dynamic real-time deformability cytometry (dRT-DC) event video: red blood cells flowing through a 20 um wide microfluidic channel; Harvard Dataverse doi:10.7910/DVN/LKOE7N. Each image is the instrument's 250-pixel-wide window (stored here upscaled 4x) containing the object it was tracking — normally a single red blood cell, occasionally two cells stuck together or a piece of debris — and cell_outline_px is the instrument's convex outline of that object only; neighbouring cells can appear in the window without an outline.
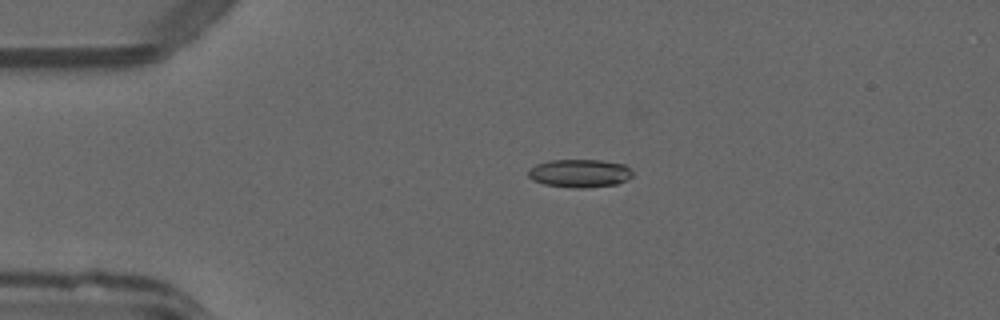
{"species": "common noctule bat (a hibernating species)", "species_latin": "Nyctalus noctula", "temperature_condition": "warm", "stored_images_in_passage": 14, "camera_frame_rate_fps": 3000, "um_per_image_px": 0.085, "animal": {"sex": "male", "forearm_length_mm": 52.5}, "frame": {"image": 1, "passage_image": 10, "time_ms": 3.0, "image_size_px": [1000, 320], "cell_outline_px": [[632, 176], [628, 180], [616, 184], [584, 188], [572, 188], [544, 184], [532, 180], [528, 176], [528, 168], [536, 164], [552, 160], [600, 160], [624, 164], [632, 172]], "centroid_in_image_um": [49.25, 14.73], "position_along_channel_um": 35.8, "area_um2": 17.17}}